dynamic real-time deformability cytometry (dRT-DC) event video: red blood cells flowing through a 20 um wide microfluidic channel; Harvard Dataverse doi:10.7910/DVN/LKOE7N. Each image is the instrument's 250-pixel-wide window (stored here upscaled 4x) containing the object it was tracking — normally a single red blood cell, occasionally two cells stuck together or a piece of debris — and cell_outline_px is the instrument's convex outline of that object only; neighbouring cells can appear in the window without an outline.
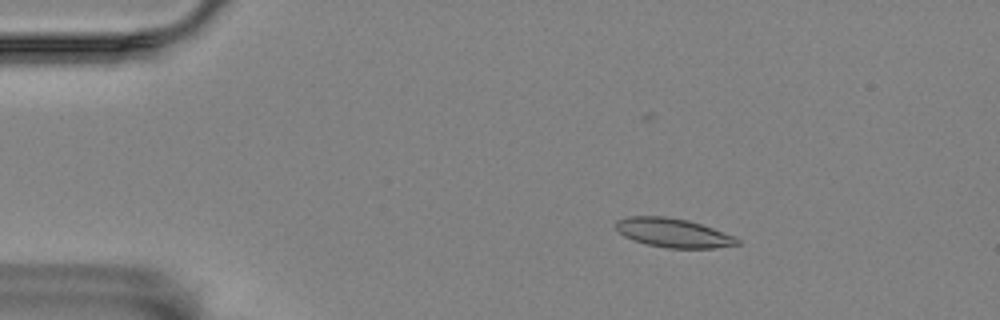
{"species": "Egyptian fruit bat (a non-hibernating species)", "species_latin": "Rousettus aegyptiacus", "temperature_condition": "room temperature", "stored_images_in_passage": 59, "camera_frame_rate_fps": 3000, "um_per_image_px": 0.085, "animal": {"sex": "female"}, "frame": {"image": 1, "passage_image": 10, "time_ms": 3.0, "image_size_px": [1000, 320], "cell_outline_px": [[740, 244], [716, 248], [668, 248], [648, 244], [632, 240], [624, 236], [612, 224], [616, 220], [628, 216], [668, 216], [688, 220], [736, 236], [740, 240]], "centroid_in_image_um": [57.21, 19.78], "position_along_channel_um": 27.8, "area_um2": 20.69}}
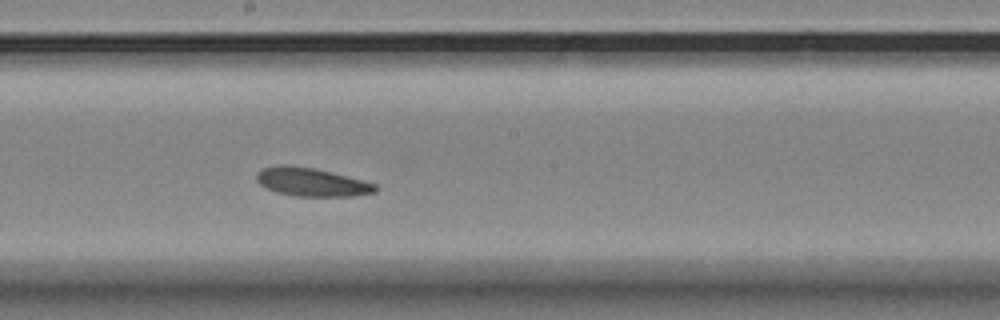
{"frame": {"image": 2, "passage_image": 32, "time_ms": 10.333, "image_size_px": [1000, 320], "cell_outline_px": [[380, 188], [376, 192], [356, 196], [296, 196], [276, 192], [264, 188], [256, 180], [256, 172], [264, 168], [280, 164], [288, 164], [316, 168], [332, 172], [376, 184]], "centroid_in_image_um": [26.47, 15.47], "position_along_channel_um": 221.7, "area_um2": 19.94}}
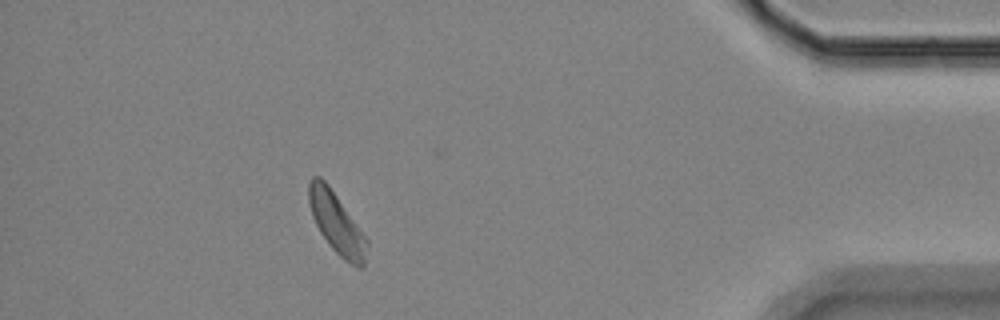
{"frame": {"image": 3, "passage_image": 52, "time_ms": 17.0, "image_size_px": [1000, 320], "cell_outline_px": [[368, 244], [364, 268], [360, 268], [344, 260], [328, 244], [320, 232], [312, 216], [308, 204], [308, 180], [312, 176], [320, 176], [328, 184], [368, 240]], "centroid_in_image_um": [28.59, 18.96], "position_along_channel_um": 406.6, "area_um2": 20.58}, "authors_computed_cell_mechanics": {"area_um2": 20.23, "velocity_mm_per_s": 3.462, "shape_relaxation_time_tau1_ms": null, "shape_relaxation_time_tau2_ms": 7.242, "deformation_change_tau1": null, "deformation_change_tau2": 0.1688}}